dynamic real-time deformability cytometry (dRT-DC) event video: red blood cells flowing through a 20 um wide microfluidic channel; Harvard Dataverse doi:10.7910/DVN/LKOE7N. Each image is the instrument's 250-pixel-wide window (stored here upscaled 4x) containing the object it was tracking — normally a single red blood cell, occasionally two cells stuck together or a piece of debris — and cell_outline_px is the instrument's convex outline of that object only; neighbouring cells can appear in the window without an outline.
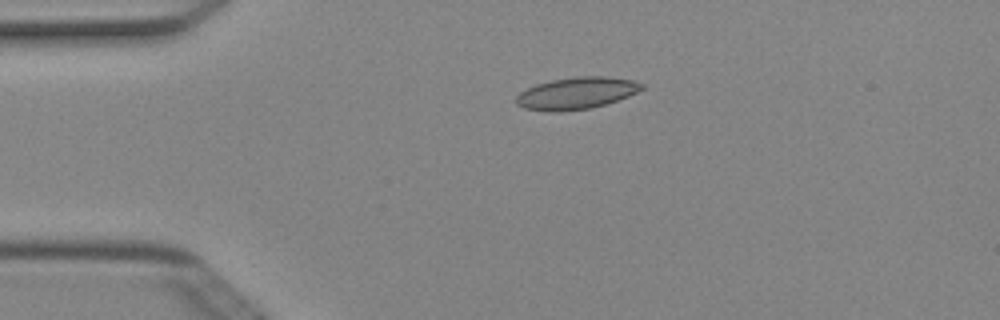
{"species": "Egyptian fruit bat (a non-hibernating species)", "species_latin": "Rousettus aegyptiacus", "temperature_condition": "cold", "stored_images_in_passage": 4, "camera_frame_rate_fps": 3000, "um_per_image_px": 0.085, "animal": {"sex": "female"}, "frame": {"image": 1, "passage_image": 3, "time_ms": 0.667, "image_size_px": [1000, 320], "cell_outline_px": [[644, 88], [628, 96], [592, 108], [560, 112], [548, 112], [524, 108], [516, 104], [516, 96], [520, 92], [536, 84], [552, 80], [576, 76], [608, 76], [632, 80], [644, 84]], "centroid_in_image_um": [48.98, 7.92], "position_along_channel_um": 36.0, "area_um2": 23.41}}